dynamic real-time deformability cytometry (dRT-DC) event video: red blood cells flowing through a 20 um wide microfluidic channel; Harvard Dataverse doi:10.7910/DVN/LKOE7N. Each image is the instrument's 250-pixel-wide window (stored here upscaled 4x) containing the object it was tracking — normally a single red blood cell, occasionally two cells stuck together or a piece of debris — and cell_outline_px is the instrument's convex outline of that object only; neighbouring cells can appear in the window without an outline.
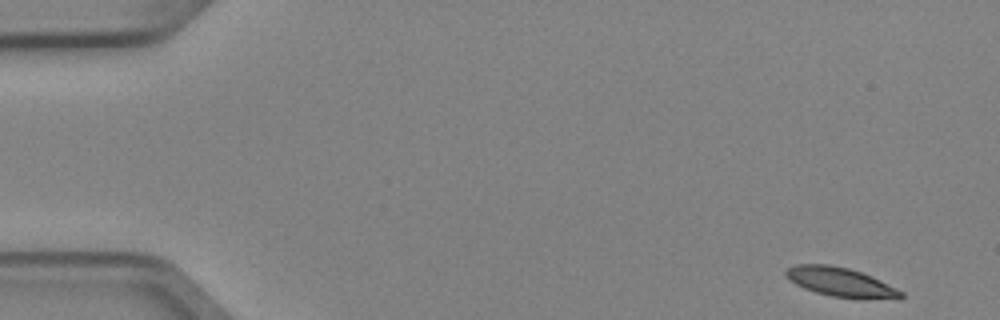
{"species": "Egyptian fruit bat (a non-hibernating species)", "species_latin": "Rousettus aegyptiacus", "temperature_condition": "cold", "stored_images_in_passage": 5, "camera_frame_rate_fps": 3000, "um_per_image_px": 0.085, "animal": {"sex": "female"}, "frame": {"image": 1, "passage_image": 1, "time_ms": 0.0, "image_size_px": [1000, 320], "cell_outline_px": [[904, 296], [900, 300], [864, 300], [832, 296], [816, 292], [804, 288], [788, 280], [784, 276], [784, 272], [788, 268], [796, 264], [828, 264], [848, 268], [872, 276], [904, 292]], "centroid_in_image_um": [71.52, 24.01], "position_along_channel_um": 13.5, "area_um2": 20.06}}
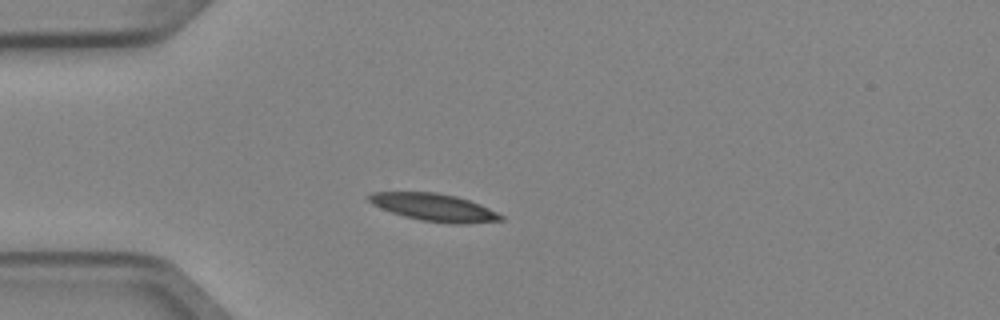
{"frame": {"image": 2, "passage_image": 4, "time_ms": 1.0, "image_size_px": [1000, 320], "cell_outline_px": [[504, 220], [464, 224], [452, 224], [424, 220], [404, 216], [392, 212], [372, 204], [368, 200], [368, 196], [372, 192], [436, 192], [456, 196], [480, 204], [504, 216]], "centroid_in_image_um": [36.92, 17.62], "position_along_channel_um": 48.1, "area_um2": 20.92}}